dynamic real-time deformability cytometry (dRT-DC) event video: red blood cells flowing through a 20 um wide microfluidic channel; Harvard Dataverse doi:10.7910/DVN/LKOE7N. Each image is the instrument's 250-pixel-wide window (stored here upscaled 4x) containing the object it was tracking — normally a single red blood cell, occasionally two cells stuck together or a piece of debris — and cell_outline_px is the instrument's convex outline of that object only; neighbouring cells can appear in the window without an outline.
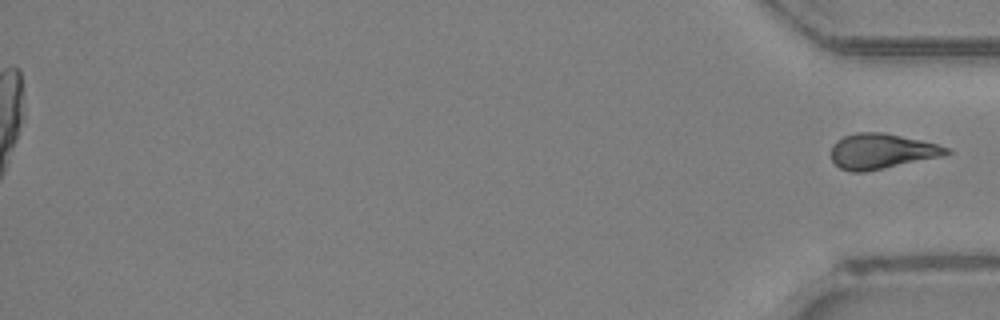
{"species": "Egyptian fruit bat (a non-hibernating species)", "species_latin": "Rousettus aegyptiacus", "temperature_condition": "room temperature", "stored_images_in_passage": 46, "segment_of_instrument_passage": [2, 2], "camera_frame_rate_fps": 3000, "um_per_image_px": 0.085, "animal": {"sex": "female"}, "frame": {"image": 1, "passage_image": 46, "time_ms": 15.0, "image_size_px": [1000, 320], "cell_outline_px": [[952, 152], [940, 156], [864, 172], [852, 172], [840, 168], [832, 160], [832, 144], [836, 140], [844, 136], [856, 132], [884, 132], [920, 140], [952, 148]], "centroid_in_image_um": [74.91, 12.84], "position_along_channel_um": 360.3, "area_um2": 23.47}}